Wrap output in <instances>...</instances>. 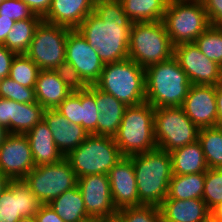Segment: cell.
<instances>
[{
    "instance_id": "1",
    "label": "cell",
    "mask_w": 222,
    "mask_h": 222,
    "mask_svg": "<svg viewBox=\"0 0 222 222\" xmlns=\"http://www.w3.org/2000/svg\"><path fill=\"white\" fill-rule=\"evenodd\" d=\"M131 25L120 0H104L94 3L93 12L76 29L106 64L129 58Z\"/></svg>"
},
{
    "instance_id": "2",
    "label": "cell",
    "mask_w": 222,
    "mask_h": 222,
    "mask_svg": "<svg viewBox=\"0 0 222 222\" xmlns=\"http://www.w3.org/2000/svg\"><path fill=\"white\" fill-rule=\"evenodd\" d=\"M141 205L160 207L167 198L173 176L170 153L160 148L132 155Z\"/></svg>"
},
{
    "instance_id": "3",
    "label": "cell",
    "mask_w": 222,
    "mask_h": 222,
    "mask_svg": "<svg viewBox=\"0 0 222 222\" xmlns=\"http://www.w3.org/2000/svg\"><path fill=\"white\" fill-rule=\"evenodd\" d=\"M145 81L146 102L154 108L182 106L191 86L174 57L147 67Z\"/></svg>"
},
{
    "instance_id": "4",
    "label": "cell",
    "mask_w": 222,
    "mask_h": 222,
    "mask_svg": "<svg viewBox=\"0 0 222 222\" xmlns=\"http://www.w3.org/2000/svg\"><path fill=\"white\" fill-rule=\"evenodd\" d=\"M95 86L126 106L146 101L145 69L129 58L106 63Z\"/></svg>"
},
{
    "instance_id": "5",
    "label": "cell",
    "mask_w": 222,
    "mask_h": 222,
    "mask_svg": "<svg viewBox=\"0 0 222 222\" xmlns=\"http://www.w3.org/2000/svg\"><path fill=\"white\" fill-rule=\"evenodd\" d=\"M155 108L148 102L127 106L114 137L123 156L145 153L157 148L154 130Z\"/></svg>"
},
{
    "instance_id": "6",
    "label": "cell",
    "mask_w": 222,
    "mask_h": 222,
    "mask_svg": "<svg viewBox=\"0 0 222 222\" xmlns=\"http://www.w3.org/2000/svg\"><path fill=\"white\" fill-rule=\"evenodd\" d=\"M174 45L162 21L132 23L129 33V59L146 69L173 57Z\"/></svg>"
},
{
    "instance_id": "7",
    "label": "cell",
    "mask_w": 222,
    "mask_h": 222,
    "mask_svg": "<svg viewBox=\"0 0 222 222\" xmlns=\"http://www.w3.org/2000/svg\"><path fill=\"white\" fill-rule=\"evenodd\" d=\"M77 178L85 175L107 174L123 155L114 138L89 134L65 157Z\"/></svg>"
},
{
    "instance_id": "8",
    "label": "cell",
    "mask_w": 222,
    "mask_h": 222,
    "mask_svg": "<svg viewBox=\"0 0 222 222\" xmlns=\"http://www.w3.org/2000/svg\"><path fill=\"white\" fill-rule=\"evenodd\" d=\"M162 22L174 46L194 42L211 25L202 0L168 2Z\"/></svg>"
},
{
    "instance_id": "9",
    "label": "cell",
    "mask_w": 222,
    "mask_h": 222,
    "mask_svg": "<svg viewBox=\"0 0 222 222\" xmlns=\"http://www.w3.org/2000/svg\"><path fill=\"white\" fill-rule=\"evenodd\" d=\"M154 130L157 148L171 152L198 140L200 128L182 107L155 108Z\"/></svg>"
},
{
    "instance_id": "10",
    "label": "cell",
    "mask_w": 222,
    "mask_h": 222,
    "mask_svg": "<svg viewBox=\"0 0 222 222\" xmlns=\"http://www.w3.org/2000/svg\"><path fill=\"white\" fill-rule=\"evenodd\" d=\"M23 181L42 204H49L77 185L75 172L65 157L54 164L35 166Z\"/></svg>"
},
{
    "instance_id": "11",
    "label": "cell",
    "mask_w": 222,
    "mask_h": 222,
    "mask_svg": "<svg viewBox=\"0 0 222 222\" xmlns=\"http://www.w3.org/2000/svg\"><path fill=\"white\" fill-rule=\"evenodd\" d=\"M70 30L42 20L25 54L40 70H54L66 59V40Z\"/></svg>"
},
{
    "instance_id": "12",
    "label": "cell",
    "mask_w": 222,
    "mask_h": 222,
    "mask_svg": "<svg viewBox=\"0 0 222 222\" xmlns=\"http://www.w3.org/2000/svg\"><path fill=\"white\" fill-rule=\"evenodd\" d=\"M173 57L191 84L216 86L222 81V67L207 58L194 42L175 45Z\"/></svg>"
},
{
    "instance_id": "13",
    "label": "cell",
    "mask_w": 222,
    "mask_h": 222,
    "mask_svg": "<svg viewBox=\"0 0 222 222\" xmlns=\"http://www.w3.org/2000/svg\"><path fill=\"white\" fill-rule=\"evenodd\" d=\"M86 212L92 221L116 217L109 176L107 174L85 175L77 178Z\"/></svg>"
},
{
    "instance_id": "14",
    "label": "cell",
    "mask_w": 222,
    "mask_h": 222,
    "mask_svg": "<svg viewBox=\"0 0 222 222\" xmlns=\"http://www.w3.org/2000/svg\"><path fill=\"white\" fill-rule=\"evenodd\" d=\"M65 61L73 65L88 86L99 81L105 65L97 50L89 45L77 29H71L67 35Z\"/></svg>"
},
{
    "instance_id": "15",
    "label": "cell",
    "mask_w": 222,
    "mask_h": 222,
    "mask_svg": "<svg viewBox=\"0 0 222 222\" xmlns=\"http://www.w3.org/2000/svg\"><path fill=\"white\" fill-rule=\"evenodd\" d=\"M42 203L23 180H11L0 194V222H18L33 217Z\"/></svg>"
},
{
    "instance_id": "16",
    "label": "cell",
    "mask_w": 222,
    "mask_h": 222,
    "mask_svg": "<svg viewBox=\"0 0 222 222\" xmlns=\"http://www.w3.org/2000/svg\"><path fill=\"white\" fill-rule=\"evenodd\" d=\"M35 167L25 134H9L0 146V171L10 180H23Z\"/></svg>"
},
{
    "instance_id": "17",
    "label": "cell",
    "mask_w": 222,
    "mask_h": 222,
    "mask_svg": "<svg viewBox=\"0 0 222 222\" xmlns=\"http://www.w3.org/2000/svg\"><path fill=\"white\" fill-rule=\"evenodd\" d=\"M181 107L199 128L217 126L215 86L191 84Z\"/></svg>"
},
{
    "instance_id": "18",
    "label": "cell",
    "mask_w": 222,
    "mask_h": 222,
    "mask_svg": "<svg viewBox=\"0 0 222 222\" xmlns=\"http://www.w3.org/2000/svg\"><path fill=\"white\" fill-rule=\"evenodd\" d=\"M113 205L116 210L139 206L135 171L132 156H123L108 173Z\"/></svg>"
},
{
    "instance_id": "19",
    "label": "cell",
    "mask_w": 222,
    "mask_h": 222,
    "mask_svg": "<svg viewBox=\"0 0 222 222\" xmlns=\"http://www.w3.org/2000/svg\"><path fill=\"white\" fill-rule=\"evenodd\" d=\"M43 119L52 132L55 145L64 157L89 135L81 125L70 123L56 109H45Z\"/></svg>"
},
{
    "instance_id": "20",
    "label": "cell",
    "mask_w": 222,
    "mask_h": 222,
    "mask_svg": "<svg viewBox=\"0 0 222 222\" xmlns=\"http://www.w3.org/2000/svg\"><path fill=\"white\" fill-rule=\"evenodd\" d=\"M92 0H52L43 21L76 29L93 12Z\"/></svg>"
},
{
    "instance_id": "21",
    "label": "cell",
    "mask_w": 222,
    "mask_h": 222,
    "mask_svg": "<svg viewBox=\"0 0 222 222\" xmlns=\"http://www.w3.org/2000/svg\"><path fill=\"white\" fill-rule=\"evenodd\" d=\"M95 103L99 111L97 135L114 138L118 132L127 106L114 96L101 91L96 86Z\"/></svg>"
},
{
    "instance_id": "22",
    "label": "cell",
    "mask_w": 222,
    "mask_h": 222,
    "mask_svg": "<svg viewBox=\"0 0 222 222\" xmlns=\"http://www.w3.org/2000/svg\"><path fill=\"white\" fill-rule=\"evenodd\" d=\"M25 135L31 147L35 166L54 164L64 158L55 145L52 132L44 119Z\"/></svg>"
},
{
    "instance_id": "23",
    "label": "cell",
    "mask_w": 222,
    "mask_h": 222,
    "mask_svg": "<svg viewBox=\"0 0 222 222\" xmlns=\"http://www.w3.org/2000/svg\"><path fill=\"white\" fill-rule=\"evenodd\" d=\"M160 210L162 222H202L211 213L203 199H165Z\"/></svg>"
},
{
    "instance_id": "24",
    "label": "cell",
    "mask_w": 222,
    "mask_h": 222,
    "mask_svg": "<svg viewBox=\"0 0 222 222\" xmlns=\"http://www.w3.org/2000/svg\"><path fill=\"white\" fill-rule=\"evenodd\" d=\"M54 70H40L35 85L36 101L44 109H56L71 94Z\"/></svg>"
},
{
    "instance_id": "25",
    "label": "cell",
    "mask_w": 222,
    "mask_h": 222,
    "mask_svg": "<svg viewBox=\"0 0 222 222\" xmlns=\"http://www.w3.org/2000/svg\"><path fill=\"white\" fill-rule=\"evenodd\" d=\"M170 156L173 175L205 173L209 169L198 140L171 151Z\"/></svg>"
},
{
    "instance_id": "26",
    "label": "cell",
    "mask_w": 222,
    "mask_h": 222,
    "mask_svg": "<svg viewBox=\"0 0 222 222\" xmlns=\"http://www.w3.org/2000/svg\"><path fill=\"white\" fill-rule=\"evenodd\" d=\"M49 205L65 222H92L86 212L82 193L76 185L53 199Z\"/></svg>"
},
{
    "instance_id": "27",
    "label": "cell",
    "mask_w": 222,
    "mask_h": 222,
    "mask_svg": "<svg viewBox=\"0 0 222 222\" xmlns=\"http://www.w3.org/2000/svg\"><path fill=\"white\" fill-rule=\"evenodd\" d=\"M132 23L162 21L168 0H120Z\"/></svg>"
},
{
    "instance_id": "28",
    "label": "cell",
    "mask_w": 222,
    "mask_h": 222,
    "mask_svg": "<svg viewBox=\"0 0 222 222\" xmlns=\"http://www.w3.org/2000/svg\"><path fill=\"white\" fill-rule=\"evenodd\" d=\"M205 183V173L188 175H173L166 199H202Z\"/></svg>"
},
{
    "instance_id": "29",
    "label": "cell",
    "mask_w": 222,
    "mask_h": 222,
    "mask_svg": "<svg viewBox=\"0 0 222 222\" xmlns=\"http://www.w3.org/2000/svg\"><path fill=\"white\" fill-rule=\"evenodd\" d=\"M45 109L38 103H20L12 100L11 134H26L43 119Z\"/></svg>"
},
{
    "instance_id": "30",
    "label": "cell",
    "mask_w": 222,
    "mask_h": 222,
    "mask_svg": "<svg viewBox=\"0 0 222 222\" xmlns=\"http://www.w3.org/2000/svg\"><path fill=\"white\" fill-rule=\"evenodd\" d=\"M41 21L42 18L35 14L30 19L16 21L3 45L16 54H25Z\"/></svg>"
},
{
    "instance_id": "31",
    "label": "cell",
    "mask_w": 222,
    "mask_h": 222,
    "mask_svg": "<svg viewBox=\"0 0 222 222\" xmlns=\"http://www.w3.org/2000/svg\"><path fill=\"white\" fill-rule=\"evenodd\" d=\"M198 141L208 167L222 169V127L200 128Z\"/></svg>"
},
{
    "instance_id": "32",
    "label": "cell",
    "mask_w": 222,
    "mask_h": 222,
    "mask_svg": "<svg viewBox=\"0 0 222 222\" xmlns=\"http://www.w3.org/2000/svg\"><path fill=\"white\" fill-rule=\"evenodd\" d=\"M40 68L26 55L16 54L14 57L9 78L22 86L35 88Z\"/></svg>"
},
{
    "instance_id": "33",
    "label": "cell",
    "mask_w": 222,
    "mask_h": 222,
    "mask_svg": "<svg viewBox=\"0 0 222 222\" xmlns=\"http://www.w3.org/2000/svg\"><path fill=\"white\" fill-rule=\"evenodd\" d=\"M194 43L207 58L222 67V27L210 25Z\"/></svg>"
},
{
    "instance_id": "34",
    "label": "cell",
    "mask_w": 222,
    "mask_h": 222,
    "mask_svg": "<svg viewBox=\"0 0 222 222\" xmlns=\"http://www.w3.org/2000/svg\"><path fill=\"white\" fill-rule=\"evenodd\" d=\"M98 109L95 103V85L81 90L80 125L88 134L97 135Z\"/></svg>"
},
{
    "instance_id": "35",
    "label": "cell",
    "mask_w": 222,
    "mask_h": 222,
    "mask_svg": "<svg viewBox=\"0 0 222 222\" xmlns=\"http://www.w3.org/2000/svg\"><path fill=\"white\" fill-rule=\"evenodd\" d=\"M202 199L211 212L222 203V169L209 168L205 172Z\"/></svg>"
},
{
    "instance_id": "36",
    "label": "cell",
    "mask_w": 222,
    "mask_h": 222,
    "mask_svg": "<svg viewBox=\"0 0 222 222\" xmlns=\"http://www.w3.org/2000/svg\"><path fill=\"white\" fill-rule=\"evenodd\" d=\"M121 222H162L160 207L139 205L117 210Z\"/></svg>"
},
{
    "instance_id": "37",
    "label": "cell",
    "mask_w": 222,
    "mask_h": 222,
    "mask_svg": "<svg viewBox=\"0 0 222 222\" xmlns=\"http://www.w3.org/2000/svg\"><path fill=\"white\" fill-rule=\"evenodd\" d=\"M0 98L11 99L20 103L37 102L35 88L22 86L9 77L0 80Z\"/></svg>"
},
{
    "instance_id": "38",
    "label": "cell",
    "mask_w": 222,
    "mask_h": 222,
    "mask_svg": "<svg viewBox=\"0 0 222 222\" xmlns=\"http://www.w3.org/2000/svg\"><path fill=\"white\" fill-rule=\"evenodd\" d=\"M54 72L72 92H77L88 88V85L84 82L79 72L71 63L67 61L60 63L54 69Z\"/></svg>"
},
{
    "instance_id": "39",
    "label": "cell",
    "mask_w": 222,
    "mask_h": 222,
    "mask_svg": "<svg viewBox=\"0 0 222 222\" xmlns=\"http://www.w3.org/2000/svg\"><path fill=\"white\" fill-rule=\"evenodd\" d=\"M34 13L29 6L21 0H4L0 3V17L20 21L30 19Z\"/></svg>"
},
{
    "instance_id": "40",
    "label": "cell",
    "mask_w": 222,
    "mask_h": 222,
    "mask_svg": "<svg viewBox=\"0 0 222 222\" xmlns=\"http://www.w3.org/2000/svg\"><path fill=\"white\" fill-rule=\"evenodd\" d=\"M56 110L70 123L80 125L81 91L69 94L65 100L57 106Z\"/></svg>"
},
{
    "instance_id": "41",
    "label": "cell",
    "mask_w": 222,
    "mask_h": 222,
    "mask_svg": "<svg viewBox=\"0 0 222 222\" xmlns=\"http://www.w3.org/2000/svg\"><path fill=\"white\" fill-rule=\"evenodd\" d=\"M211 25L222 27V0H202Z\"/></svg>"
},
{
    "instance_id": "42",
    "label": "cell",
    "mask_w": 222,
    "mask_h": 222,
    "mask_svg": "<svg viewBox=\"0 0 222 222\" xmlns=\"http://www.w3.org/2000/svg\"><path fill=\"white\" fill-rule=\"evenodd\" d=\"M15 56L16 53L0 44V80L9 77L11 64Z\"/></svg>"
},
{
    "instance_id": "43",
    "label": "cell",
    "mask_w": 222,
    "mask_h": 222,
    "mask_svg": "<svg viewBox=\"0 0 222 222\" xmlns=\"http://www.w3.org/2000/svg\"><path fill=\"white\" fill-rule=\"evenodd\" d=\"M35 218L37 222H65L49 204H42Z\"/></svg>"
},
{
    "instance_id": "44",
    "label": "cell",
    "mask_w": 222,
    "mask_h": 222,
    "mask_svg": "<svg viewBox=\"0 0 222 222\" xmlns=\"http://www.w3.org/2000/svg\"><path fill=\"white\" fill-rule=\"evenodd\" d=\"M11 99L0 98V124L11 134Z\"/></svg>"
},
{
    "instance_id": "45",
    "label": "cell",
    "mask_w": 222,
    "mask_h": 222,
    "mask_svg": "<svg viewBox=\"0 0 222 222\" xmlns=\"http://www.w3.org/2000/svg\"><path fill=\"white\" fill-rule=\"evenodd\" d=\"M26 3L30 10L35 14L43 18L50 8L52 0H21Z\"/></svg>"
},
{
    "instance_id": "46",
    "label": "cell",
    "mask_w": 222,
    "mask_h": 222,
    "mask_svg": "<svg viewBox=\"0 0 222 222\" xmlns=\"http://www.w3.org/2000/svg\"><path fill=\"white\" fill-rule=\"evenodd\" d=\"M14 24L15 21L10 18L0 17V44H3L5 42V39Z\"/></svg>"
},
{
    "instance_id": "47",
    "label": "cell",
    "mask_w": 222,
    "mask_h": 222,
    "mask_svg": "<svg viewBox=\"0 0 222 222\" xmlns=\"http://www.w3.org/2000/svg\"><path fill=\"white\" fill-rule=\"evenodd\" d=\"M217 126L222 127V81L216 86Z\"/></svg>"
},
{
    "instance_id": "48",
    "label": "cell",
    "mask_w": 222,
    "mask_h": 222,
    "mask_svg": "<svg viewBox=\"0 0 222 222\" xmlns=\"http://www.w3.org/2000/svg\"><path fill=\"white\" fill-rule=\"evenodd\" d=\"M11 180L0 171V194L7 188Z\"/></svg>"
},
{
    "instance_id": "49",
    "label": "cell",
    "mask_w": 222,
    "mask_h": 222,
    "mask_svg": "<svg viewBox=\"0 0 222 222\" xmlns=\"http://www.w3.org/2000/svg\"><path fill=\"white\" fill-rule=\"evenodd\" d=\"M8 135V130L0 124V146L3 144Z\"/></svg>"
},
{
    "instance_id": "50",
    "label": "cell",
    "mask_w": 222,
    "mask_h": 222,
    "mask_svg": "<svg viewBox=\"0 0 222 222\" xmlns=\"http://www.w3.org/2000/svg\"><path fill=\"white\" fill-rule=\"evenodd\" d=\"M202 222H222L212 212Z\"/></svg>"
},
{
    "instance_id": "51",
    "label": "cell",
    "mask_w": 222,
    "mask_h": 222,
    "mask_svg": "<svg viewBox=\"0 0 222 222\" xmlns=\"http://www.w3.org/2000/svg\"><path fill=\"white\" fill-rule=\"evenodd\" d=\"M212 213L222 221V203Z\"/></svg>"
},
{
    "instance_id": "52",
    "label": "cell",
    "mask_w": 222,
    "mask_h": 222,
    "mask_svg": "<svg viewBox=\"0 0 222 222\" xmlns=\"http://www.w3.org/2000/svg\"><path fill=\"white\" fill-rule=\"evenodd\" d=\"M95 222H121L120 219L116 217H112L110 219H101V220H96Z\"/></svg>"
},
{
    "instance_id": "53",
    "label": "cell",
    "mask_w": 222,
    "mask_h": 222,
    "mask_svg": "<svg viewBox=\"0 0 222 222\" xmlns=\"http://www.w3.org/2000/svg\"><path fill=\"white\" fill-rule=\"evenodd\" d=\"M18 222H37L35 216L28 218H21Z\"/></svg>"
},
{
    "instance_id": "54",
    "label": "cell",
    "mask_w": 222,
    "mask_h": 222,
    "mask_svg": "<svg viewBox=\"0 0 222 222\" xmlns=\"http://www.w3.org/2000/svg\"><path fill=\"white\" fill-rule=\"evenodd\" d=\"M92 1H93V3H96L98 1H104V0H92Z\"/></svg>"
}]
</instances>
